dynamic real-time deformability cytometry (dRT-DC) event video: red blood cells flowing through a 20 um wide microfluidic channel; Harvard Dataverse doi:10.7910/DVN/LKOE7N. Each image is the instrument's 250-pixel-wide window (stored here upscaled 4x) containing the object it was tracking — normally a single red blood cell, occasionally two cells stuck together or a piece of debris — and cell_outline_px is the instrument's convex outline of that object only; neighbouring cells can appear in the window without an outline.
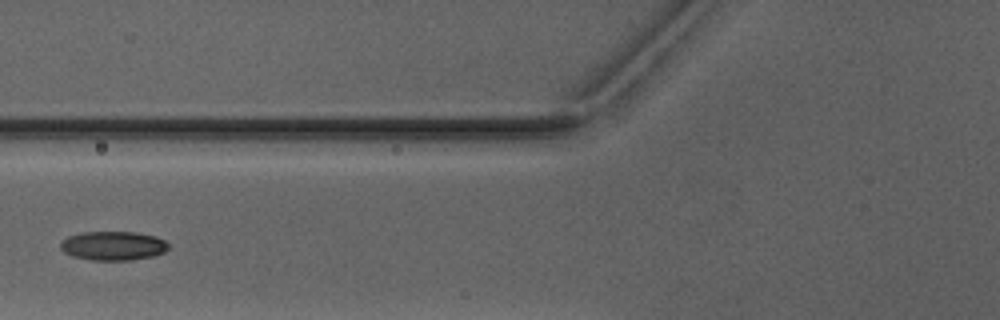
{"species": "Egyptian fruit bat (a non-hibernating species)", "species_latin": "Rousettus aegyptiacus", "temperature_condition": "warm", "stored_images_in_passage": 5, "camera_frame_rate_fps": 3000, "um_per_image_px": 0.085, "animal": {"sex": "male"}, "frame": {"image": 1, "passage_image": 4, "time_ms": 4.333, "image_size_px": [1000, 320], "cell_outline_px": [[168, 248], [164, 252], [152, 256], [128, 260], [92, 260], [76, 256], [64, 252], [60, 248], [60, 240], [68, 236], [80, 232], [136, 232], [156, 236], [164, 240], [168, 244]], "centroid_in_image_um": [9.6, 20.87], "position_along_channel_um": 116.2, "area_um2": 18.21}}
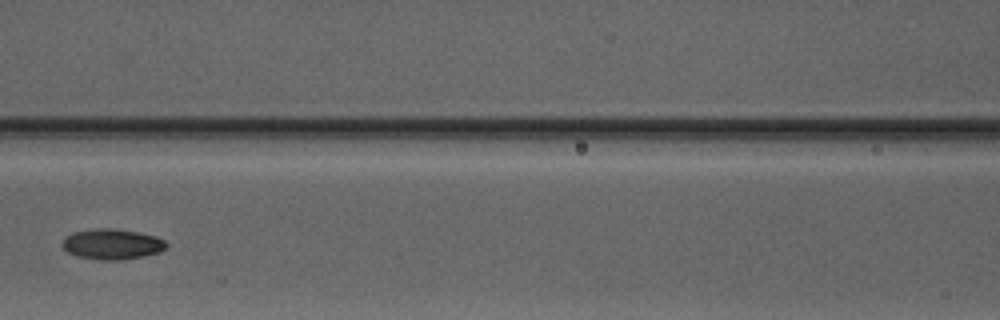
{"frame": {"image": 2, "passage_image": 5, "time_ms": 5.333, "image_size_px": [1000, 320], "cell_outline_px": [[168, 244], [160, 252], [144, 256], [120, 260], [100, 260], [76, 256], [68, 252], [64, 248], [64, 236], [72, 232], [96, 228], [108, 228], [140, 232], [156, 236], [164, 240]], "centroid_in_image_um": [9.54, 20.75], "position_along_channel_um": 157.1, "area_um2": 18.5}}